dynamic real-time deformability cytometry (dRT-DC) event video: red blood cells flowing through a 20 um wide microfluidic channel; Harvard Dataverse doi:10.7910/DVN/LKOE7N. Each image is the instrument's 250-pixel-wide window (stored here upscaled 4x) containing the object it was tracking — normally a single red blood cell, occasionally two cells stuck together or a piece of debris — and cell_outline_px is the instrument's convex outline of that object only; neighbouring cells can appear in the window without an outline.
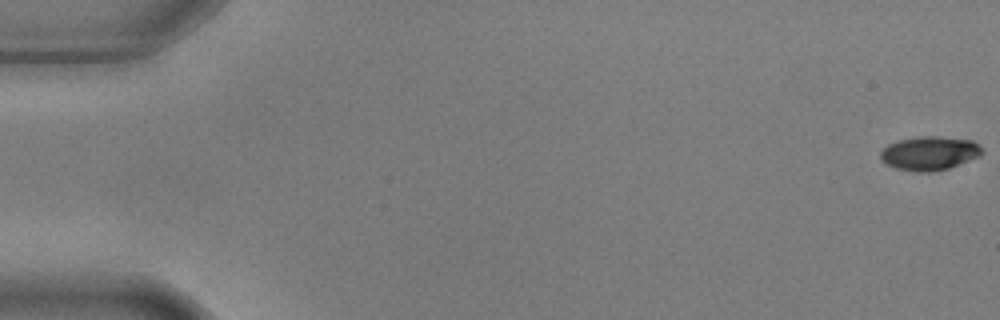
{"species": "common noctule bat (a hibernating species)", "species_latin": "Nyctalus noctula", "temperature_condition": "warm", "stored_images_in_passage": 5, "camera_frame_rate_fps": 3000, "um_per_image_px": 0.085, "animal": {"sex": "male", "body_mass_g": 17.9, "forearm_length_mm": 54.2}, "frame": {"image": 1, "passage_image": 1, "time_ms": 0.0, "image_size_px": [1000, 320], "cell_outline_px": [[984, 152], [980, 156], [948, 168], [932, 172], [916, 172], [896, 168], [884, 164], [880, 160], [880, 152], [888, 144], [900, 140], [920, 136], [936, 136], [972, 140]], "centroid_in_image_um": [78.97, 13.03], "position_along_channel_um": 6.0, "area_um2": 20.0}}
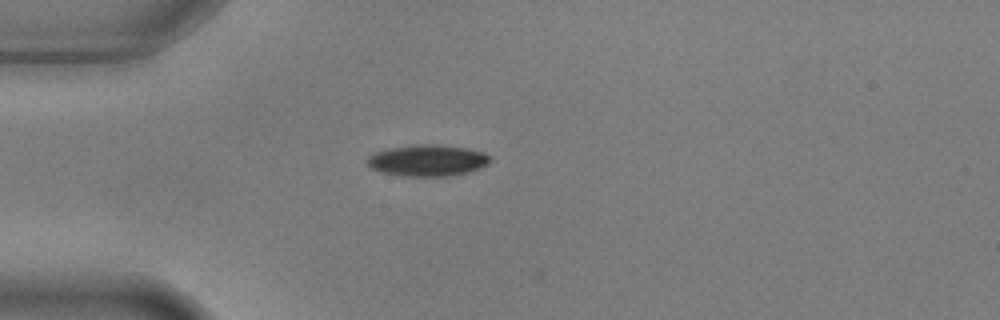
{"frame": {"image": 2, "passage_image": 5, "time_ms": 1.333, "image_size_px": [1000, 320], "cell_outline_px": [[492, 160], [488, 164], [480, 168], [468, 172], [448, 176], [404, 176], [380, 172], [372, 168], [368, 164], [368, 156], [376, 152], [388, 148], [416, 144], [432, 144], [464, 148], [484, 152], [492, 156]], "centroid_in_image_um": [36.37, 13.64], "position_along_channel_um": 48.6, "area_um2": 22.48}}